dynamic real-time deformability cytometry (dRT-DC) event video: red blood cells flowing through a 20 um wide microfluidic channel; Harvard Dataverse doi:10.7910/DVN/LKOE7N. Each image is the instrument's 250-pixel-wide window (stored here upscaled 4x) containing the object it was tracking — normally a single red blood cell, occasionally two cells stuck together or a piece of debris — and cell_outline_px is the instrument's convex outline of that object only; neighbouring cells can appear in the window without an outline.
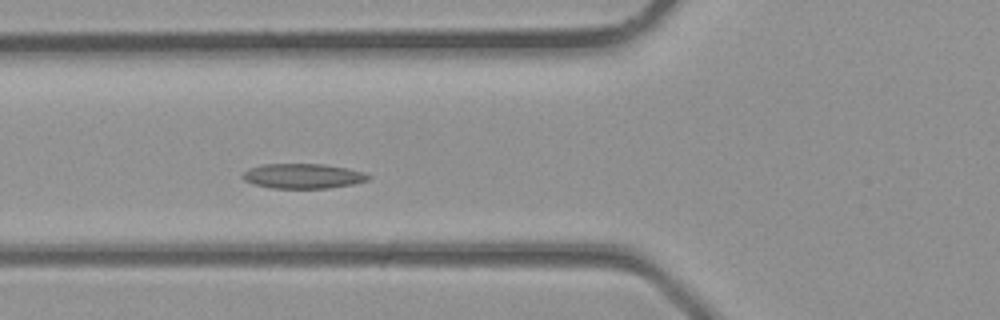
{"species": "common noctule bat (a hibernating species)", "species_latin": "Nyctalus noctula", "temperature_condition": "room temperature", "stored_images_in_passage": 32, "camera_frame_rate_fps": 3000, "um_per_image_px": 0.085, "animal": {"sex": "male", "body_mass_g": 23.1, "forearm_length_mm": 52.7}, "frame": {"image": 1, "passage_image": 8, "time_ms": 2.333, "image_size_px": [1000, 320], "cell_outline_px": [[372, 176], [368, 180], [352, 184], [328, 188], [272, 188], [252, 184], [244, 180], [240, 176], [248, 168], [264, 164], [324, 164], [348, 168], [364, 172]], "centroid_in_image_um": [25.74, 14.96], "position_along_channel_um": 100.1, "area_um2": 18.32}}
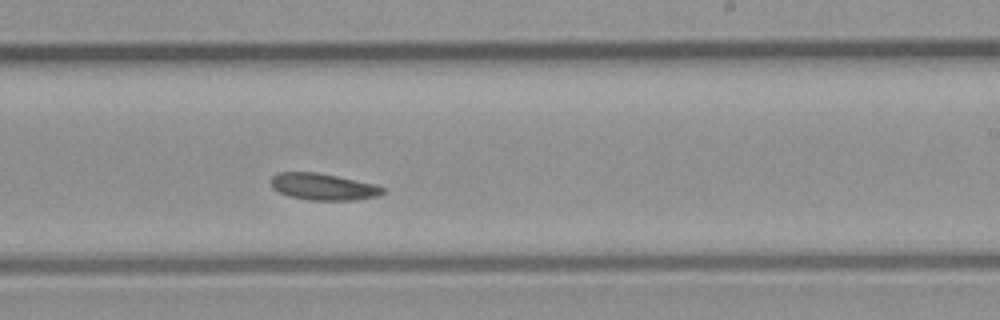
{"frame": {"image": 2, "passage_image": 17, "time_ms": 5.333, "image_size_px": [1000, 320], "cell_outline_px": [[384, 192], [380, 196], [356, 200], [308, 200], [288, 196], [272, 188], [272, 176], [276, 172], [316, 172], [376, 184], [384, 188]], "centroid_in_image_um": [27.48, 15.88], "position_along_channel_um": 261.5, "area_um2": 17.46}}
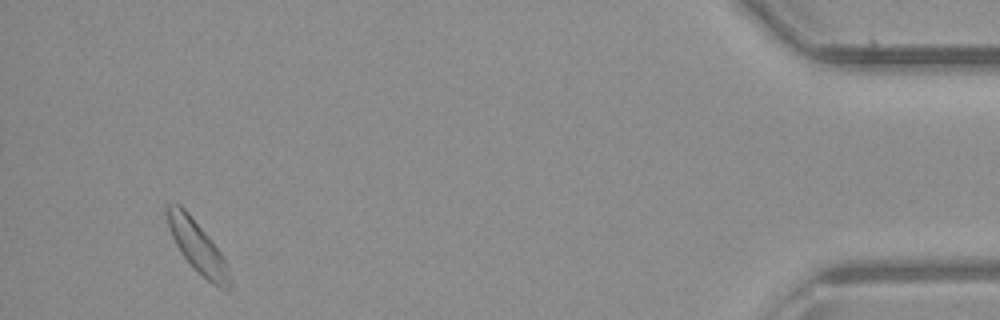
{"frame": {"image": 3, "passage_image": 30, "time_ms": 9.667, "image_size_px": [1000, 320], "cell_outline_px": [[228, 288], [220, 288], [212, 284], [180, 252], [172, 236], [164, 212], [168, 204], [180, 204], [188, 212], [212, 240], [220, 252], [228, 268]], "centroid_in_image_um": [16.73, 20.88], "position_along_channel_um": 418.5, "area_um2": 18.03}}